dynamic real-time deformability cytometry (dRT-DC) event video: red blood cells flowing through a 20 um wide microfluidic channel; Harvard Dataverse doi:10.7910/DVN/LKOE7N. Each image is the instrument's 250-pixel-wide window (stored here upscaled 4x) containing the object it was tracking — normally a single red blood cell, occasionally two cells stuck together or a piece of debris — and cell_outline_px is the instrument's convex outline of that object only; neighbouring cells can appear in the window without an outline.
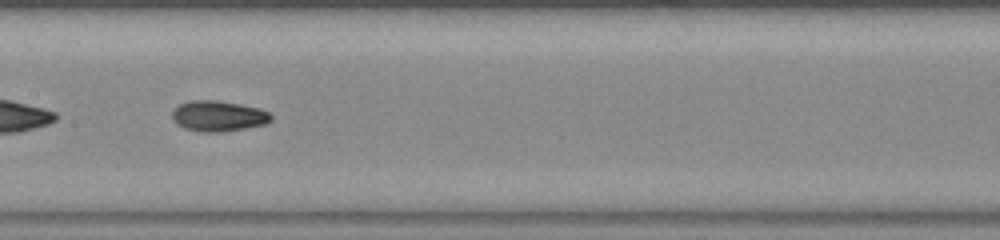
{"species": "common noctule bat (a hibernating species)", "species_latin": "Nyctalus noctula", "temperature_condition": "warm", "stored_images_in_passage": 37, "camera_frame_rate_fps": 3000, "um_per_image_px": 0.085, "animal": {"sex": "female", "body_mass_g": 23.0, "forearm_length_mm": 53.4}, "frame": {"image": 1, "passage_image": 11, "time_ms": 3.333, "image_size_px": [1000, 240], "cell_outline_px": [[272, 120], [264, 124], [224, 132], [200, 132], [184, 128], [176, 124], [172, 116], [172, 112], [180, 104], [188, 100], [216, 100], [240, 104], [260, 108], [268, 112], [272, 116]], "centroid_in_image_um": [18.55, 9.86], "position_along_channel_um": 188.9, "area_um2": 17.69}}
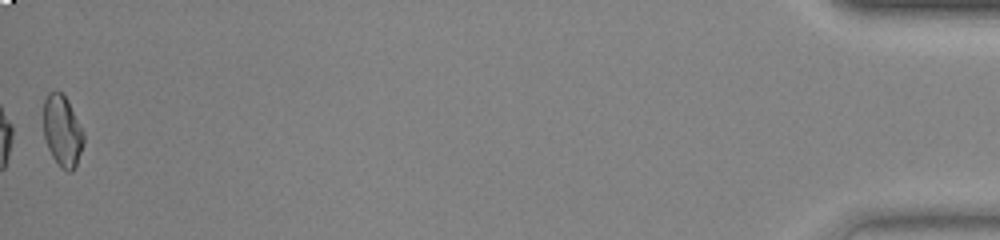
{"frame": {"image": 2, "passage_image": 37, "time_ms": 12.0, "image_size_px": [1000, 240], "cell_outline_px": [[84, 144], [76, 164], [72, 172], [68, 172], [60, 168], [52, 156], [48, 148], [44, 136], [44, 100], [48, 92], [60, 92], [68, 100], [84, 132]], "centroid_in_image_um": [5.31, 11.15], "position_along_channel_um": 429.9, "area_um2": 16.7}, "authors_computed_cell_mechanics": {"area_um2": 16.8776, "velocity_mm_per_s": 3.927, "shape_relaxation_time_tau1_ms": 9.5696, "shape_relaxation_time_tau2_ms": 2.3828, "deformation_change_tau1": 0.2398, "deformation_change_tau2": 0.0629}}